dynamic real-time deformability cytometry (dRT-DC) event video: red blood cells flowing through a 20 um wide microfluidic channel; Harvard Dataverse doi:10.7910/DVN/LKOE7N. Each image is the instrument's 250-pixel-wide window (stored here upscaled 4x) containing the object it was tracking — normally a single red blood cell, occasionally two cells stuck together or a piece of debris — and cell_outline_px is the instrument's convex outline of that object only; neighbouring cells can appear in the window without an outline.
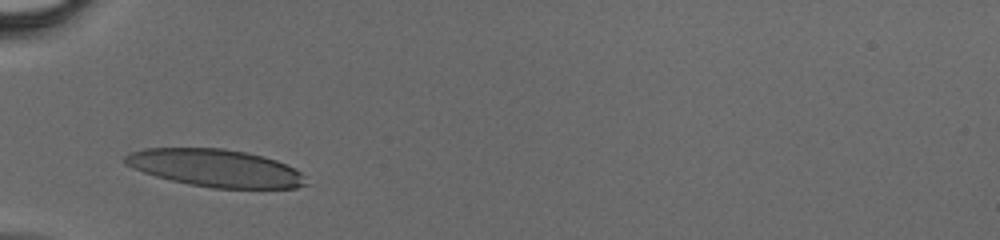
{"species": "human", "species_latin": "Homo sapiens", "temperature_condition": "cold", "stored_images_in_passage": 14, "camera_frame_rate_fps": 3000, "um_per_image_px": 0.085, "donor": {"sex": "male"}, "frame": {"image": 1, "passage_image": 1, "time_ms": 0.0, "image_size_px": [1000, 240], "cell_outline_px": [[308, 184], [296, 188], [212, 188], [188, 184], [156, 176], [132, 168], [124, 164], [120, 160], [124, 156], [132, 152], [144, 148], [224, 148], [248, 152], [264, 156], [276, 160], [296, 168], [300, 172]], "centroid_in_image_um": [18.3, 14.28], "position_along_channel_um": 66.7, "area_um2": 39.77}}
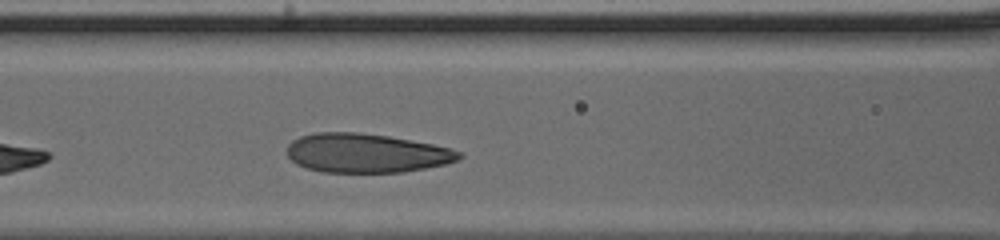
{"frame": {"image": 2, "passage_image": 6, "time_ms": 1.667, "image_size_px": [1000, 240], "cell_outline_px": [[464, 156], [448, 164], [400, 172], [320, 172], [304, 168], [296, 164], [288, 156], [288, 144], [292, 140], [300, 136], [316, 132], [360, 132], [388, 136], [432, 144], [452, 148], [464, 152]], "centroid_in_image_um": [31.14, 13.01], "position_along_channel_um": 135.5, "area_um2": 39.42}}
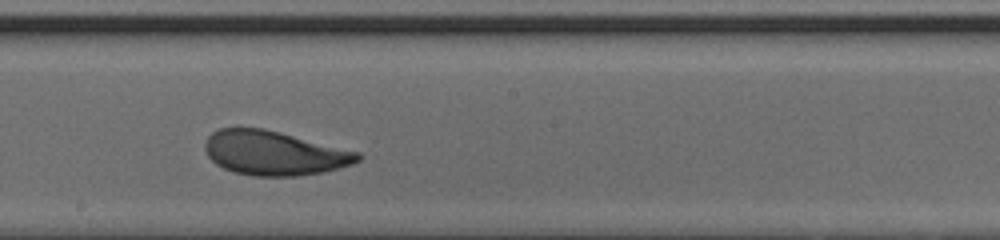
{"frame": {"image": 3, "passage_image": 12, "time_ms": 3.667, "image_size_px": [1000, 240], "cell_outline_px": [[364, 156], [360, 160], [352, 164], [324, 172], [296, 176], [252, 176], [232, 172], [216, 164], [208, 156], [204, 148], [204, 144], [208, 136], [212, 132], [220, 128], [264, 128], [360, 152]], "centroid_in_image_um": [23.31, 13.01], "position_along_channel_um": 224.9, "area_um2": 39.59}}